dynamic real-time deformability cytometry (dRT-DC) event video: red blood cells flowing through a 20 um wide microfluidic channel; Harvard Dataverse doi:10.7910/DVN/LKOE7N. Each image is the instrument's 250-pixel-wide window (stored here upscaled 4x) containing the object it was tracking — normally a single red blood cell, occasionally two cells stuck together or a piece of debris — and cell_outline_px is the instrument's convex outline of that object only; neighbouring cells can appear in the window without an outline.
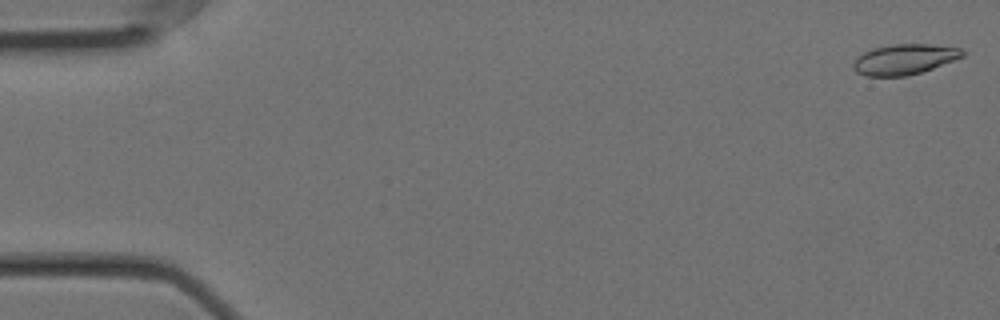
{"species": "Egyptian fruit bat (a non-hibernating species)", "species_latin": "Rousettus aegyptiacus", "temperature_condition": "cold", "stored_images_in_passage": 57, "camera_frame_rate_fps": 3000, "um_per_image_px": 0.085, "animal": {"sex": "female"}, "frame": {"image": 1, "passage_image": 1, "time_ms": 0.0, "image_size_px": [1000, 320], "cell_outline_px": [[964, 56], [932, 68], [908, 76], [864, 76], [856, 72], [852, 68], [852, 64], [864, 52], [872, 48], [892, 44], [928, 44], [960, 48], [964, 52]], "centroid_in_image_um": [76.84, 5.04], "position_along_channel_um": 8.2, "area_um2": 19.19}}
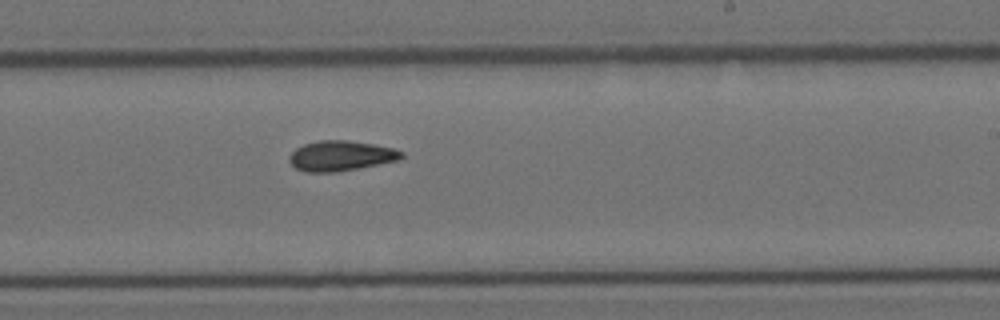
{"frame": {"image": 2, "passage_image": 34, "time_ms": 11.0, "image_size_px": [1000, 320], "cell_outline_px": [[404, 156], [400, 160], [336, 172], [308, 172], [296, 168], [288, 160], [288, 156], [296, 148], [304, 144], [320, 140], [344, 140], [372, 144], [392, 148], [404, 152]], "centroid_in_image_um": [28.97, 13.24], "position_along_channel_um": 260.0, "area_um2": 19.59}}
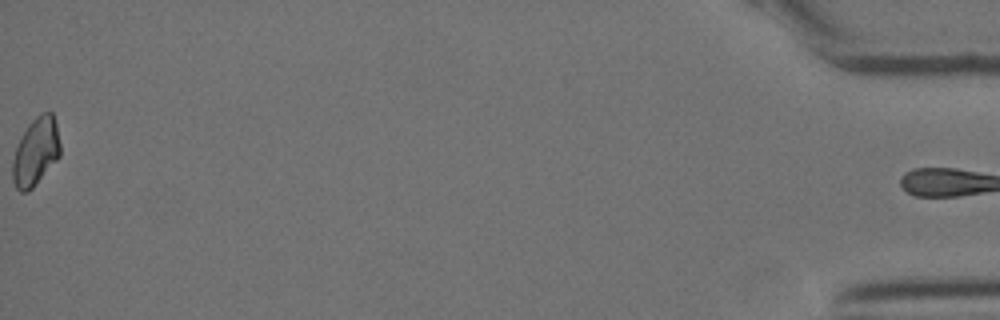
{"frame": {"image": 3, "passage_image": 57, "time_ms": 18.667, "image_size_px": [1000, 320], "cell_outline_px": [[60, 156], [32, 188], [28, 192], [20, 192], [16, 188], [12, 180], [12, 160], [16, 148], [28, 124], [40, 112], [52, 112], [56, 124], [60, 144]], "centroid_in_image_um": [3.03, 12.9], "position_along_channel_um": 432.2, "area_um2": 18.73}, "authors_computed_cell_mechanics": {"area_um2": 19.2474, "velocity_mm_per_s": 3.5499, "shape_relaxation_time_tau1_ms": null, "shape_relaxation_time_tau2_ms": 6.8458, "deformation_change_tau1": null, "deformation_change_tau2": 0.107}}